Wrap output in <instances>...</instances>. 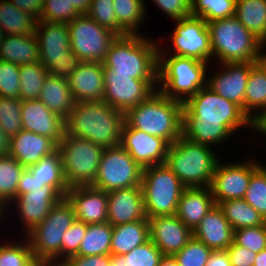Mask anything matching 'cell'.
<instances>
[{
    "label": "cell",
    "mask_w": 266,
    "mask_h": 266,
    "mask_svg": "<svg viewBox=\"0 0 266 266\" xmlns=\"http://www.w3.org/2000/svg\"><path fill=\"white\" fill-rule=\"evenodd\" d=\"M124 113L104 100L76 103L65 119V133L103 148L120 145Z\"/></svg>",
    "instance_id": "7a4b0ae2"
},
{
    "label": "cell",
    "mask_w": 266,
    "mask_h": 266,
    "mask_svg": "<svg viewBox=\"0 0 266 266\" xmlns=\"http://www.w3.org/2000/svg\"><path fill=\"white\" fill-rule=\"evenodd\" d=\"M66 197L72 203L77 220L86 224L108 222L107 192L91 185L71 187Z\"/></svg>",
    "instance_id": "603a6c76"
},
{
    "label": "cell",
    "mask_w": 266,
    "mask_h": 266,
    "mask_svg": "<svg viewBox=\"0 0 266 266\" xmlns=\"http://www.w3.org/2000/svg\"><path fill=\"white\" fill-rule=\"evenodd\" d=\"M128 266H159L163 253L151 240L124 254Z\"/></svg>",
    "instance_id": "681fc988"
},
{
    "label": "cell",
    "mask_w": 266,
    "mask_h": 266,
    "mask_svg": "<svg viewBox=\"0 0 266 266\" xmlns=\"http://www.w3.org/2000/svg\"><path fill=\"white\" fill-rule=\"evenodd\" d=\"M39 62L50 76L67 79L81 63L70 48L67 23L38 21L35 31Z\"/></svg>",
    "instance_id": "9c48e42d"
},
{
    "label": "cell",
    "mask_w": 266,
    "mask_h": 266,
    "mask_svg": "<svg viewBox=\"0 0 266 266\" xmlns=\"http://www.w3.org/2000/svg\"><path fill=\"white\" fill-rule=\"evenodd\" d=\"M145 2V0L113 1V8L115 10L118 26L127 35L142 34L139 31V26L141 25V23L143 24L142 21L145 20V10H147Z\"/></svg>",
    "instance_id": "8d00e7d4"
},
{
    "label": "cell",
    "mask_w": 266,
    "mask_h": 266,
    "mask_svg": "<svg viewBox=\"0 0 266 266\" xmlns=\"http://www.w3.org/2000/svg\"><path fill=\"white\" fill-rule=\"evenodd\" d=\"M143 34L118 36L104 59L103 68L131 78L158 80V49L160 44Z\"/></svg>",
    "instance_id": "277c9868"
},
{
    "label": "cell",
    "mask_w": 266,
    "mask_h": 266,
    "mask_svg": "<svg viewBox=\"0 0 266 266\" xmlns=\"http://www.w3.org/2000/svg\"><path fill=\"white\" fill-rule=\"evenodd\" d=\"M237 163H217L210 189L216 205L229 199H243L251 175L262 165L254 159Z\"/></svg>",
    "instance_id": "2e32d148"
},
{
    "label": "cell",
    "mask_w": 266,
    "mask_h": 266,
    "mask_svg": "<svg viewBox=\"0 0 266 266\" xmlns=\"http://www.w3.org/2000/svg\"><path fill=\"white\" fill-rule=\"evenodd\" d=\"M212 253L210 247L193 237L173 258L178 266H205Z\"/></svg>",
    "instance_id": "ee69618b"
},
{
    "label": "cell",
    "mask_w": 266,
    "mask_h": 266,
    "mask_svg": "<svg viewBox=\"0 0 266 266\" xmlns=\"http://www.w3.org/2000/svg\"><path fill=\"white\" fill-rule=\"evenodd\" d=\"M171 35L174 56L190 57L205 63L212 57L210 32L207 22L202 18L189 16L177 20Z\"/></svg>",
    "instance_id": "9a60e30c"
},
{
    "label": "cell",
    "mask_w": 266,
    "mask_h": 266,
    "mask_svg": "<svg viewBox=\"0 0 266 266\" xmlns=\"http://www.w3.org/2000/svg\"><path fill=\"white\" fill-rule=\"evenodd\" d=\"M80 14H87L92 0H68Z\"/></svg>",
    "instance_id": "91938a15"
},
{
    "label": "cell",
    "mask_w": 266,
    "mask_h": 266,
    "mask_svg": "<svg viewBox=\"0 0 266 266\" xmlns=\"http://www.w3.org/2000/svg\"><path fill=\"white\" fill-rule=\"evenodd\" d=\"M159 266H178L173 256H163L160 260Z\"/></svg>",
    "instance_id": "e7e4bbea"
},
{
    "label": "cell",
    "mask_w": 266,
    "mask_h": 266,
    "mask_svg": "<svg viewBox=\"0 0 266 266\" xmlns=\"http://www.w3.org/2000/svg\"><path fill=\"white\" fill-rule=\"evenodd\" d=\"M243 199L266 220V169L262 165L251 175Z\"/></svg>",
    "instance_id": "7bdbcfd3"
},
{
    "label": "cell",
    "mask_w": 266,
    "mask_h": 266,
    "mask_svg": "<svg viewBox=\"0 0 266 266\" xmlns=\"http://www.w3.org/2000/svg\"><path fill=\"white\" fill-rule=\"evenodd\" d=\"M87 231V224L75 220L71 227L64 233L62 238V262L68 257L78 254L81 241Z\"/></svg>",
    "instance_id": "f907efd6"
},
{
    "label": "cell",
    "mask_w": 266,
    "mask_h": 266,
    "mask_svg": "<svg viewBox=\"0 0 266 266\" xmlns=\"http://www.w3.org/2000/svg\"><path fill=\"white\" fill-rule=\"evenodd\" d=\"M30 266H48V265L43 262L35 260Z\"/></svg>",
    "instance_id": "003e7915"
},
{
    "label": "cell",
    "mask_w": 266,
    "mask_h": 266,
    "mask_svg": "<svg viewBox=\"0 0 266 266\" xmlns=\"http://www.w3.org/2000/svg\"><path fill=\"white\" fill-rule=\"evenodd\" d=\"M22 130L53 139L57 144L64 138L65 119L49 110L39 99L22 100Z\"/></svg>",
    "instance_id": "7402d4cb"
},
{
    "label": "cell",
    "mask_w": 266,
    "mask_h": 266,
    "mask_svg": "<svg viewBox=\"0 0 266 266\" xmlns=\"http://www.w3.org/2000/svg\"><path fill=\"white\" fill-rule=\"evenodd\" d=\"M38 19L17 9L9 0H0V28L4 36L34 35Z\"/></svg>",
    "instance_id": "1f68e13d"
},
{
    "label": "cell",
    "mask_w": 266,
    "mask_h": 266,
    "mask_svg": "<svg viewBox=\"0 0 266 266\" xmlns=\"http://www.w3.org/2000/svg\"><path fill=\"white\" fill-rule=\"evenodd\" d=\"M120 145L142 167L165 164L170 143L160 137L131 128L125 121Z\"/></svg>",
    "instance_id": "e0dca14e"
},
{
    "label": "cell",
    "mask_w": 266,
    "mask_h": 266,
    "mask_svg": "<svg viewBox=\"0 0 266 266\" xmlns=\"http://www.w3.org/2000/svg\"><path fill=\"white\" fill-rule=\"evenodd\" d=\"M42 182L33 177L31 172L25 168L22 172L21 179L18 182L16 195H22L31 192L35 189H43Z\"/></svg>",
    "instance_id": "11a10c76"
},
{
    "label": "cell",
    "mask_w": 266,
    "mask_h": 266,
    "mask_svg": "<svg viewBox=\"0 0 266 266\" xmlns=\"http://www.w3.org/2000/svg\"><path fill=\"white\" fill-rule=\"evenodd\" d=\"M62 196L49 185H44L43 189H35L29 193L16 195L10 204L16 205L17 214L23 224L26 235L35 226L40 224L49 214L51 208Z\"/></svg>",
    "instance_id": "ffe728a7"
},
{
    "label": "cell",
    "mask_w": 266,
    "mask_h": 266,
    "mask_svg": "<svg viewBox=\"0 0 266 266\" xmlns=\"http://www.w3.org/2000/svg\"><path fill=\"white\" fill-rule=\"evenodd\" d=\"M48 75V70L40 62L20 66V100L38 99Z\"/></svg>",
    "instance_id": "f35d334b"
},
{
    "label": "cell",
    "mask_w": 266,
    "mask_h": 266,
    "mask_svg": "<svg viewBox=\"0 0 266 266\" xmlns=\"http://www.w3.org/2000/svg\"><path fill=\"white\" fill-rule=\"evenodd\" d=\"M22 100L0 96V128L12 137L22 130Z\"/></svg>",
    "instance_id": "60d3db41"
},
{
    "label": "cell",
    "mask_w": 266,
    "mask_h": 266,
    "mask_svg": "<svg viewBox=\"0 0 266 266\" xmlns=\"http://www.w3.org/2000/svg\"><path fill=\"white\" fill-rule=\"evenodd\" d=\"M235 17L266 45V0H236Z\"/></svg>",
    "instance_id": "836d02e7"
},
{
    "label": "cell",
    "mask_w": 266,
    "mask_h": 266,
    "mask_svg": "<svg viewBox=\"0 0 266 266\" xmlns=\"http://www.w3.org/2000/svg\"><path fill=\"white\" fill-rule=\"evenodd\" d=\"M70 48L81 62L102 63L112 43L119 36L100 26L87 14H81L67 23Z\"/></svg>",
    "instance_id": "7c38bea8"
},
{
    "label": "cell",
    "mask_w": 266,
    "mask_h": 266,
    "mask_svg": "<svg viewBox=\"0 0 266 266\" xmlns=\"http://www.w3.org/2000/svg\"><path fill=\"white\" fill-rule=\"evenodd\" d=\"M215 205L210 187H185L176 216L185 226L194 230Z\"/></svg>",
    "instance_id": "4316f807"
},
{
    "label": "cell",
    "mask_w": 266,
    "mask_h": 266,
    "mask_svg": "<svg viewBox=\"0 0 266 266\" xmlns=\"http://www.w3.org/2000/svg\"><path fill=\"white\" fill-rule=\"evenodd\" d=\"M161 48L159 46L158 49L157 90L170 99L184 103L206 86L209 63L170 53L169 57Z\"/></svg>",
    "instance_id": "8992f818"
},
{
    "label": "cell",
    "mask_w": 266,
    "mask_h": 266,
    "mask_svg": "<svg viewBox=\"0 0 266 266\" xmlns=\"http://www.w3.org/2000/svg\"><path fill=\"white\" fill-rule=\"evenodd\" d=\"M79 15L68 0H48L42 5L39 21L69 23Z\"/></svg>",
    "instance_id": "f6af8a7d"
},
{
    "label": "cell",
    "mask_w": 266,
    "mask_h": 266,
    "mask_svg": "<svg viewBox=\"0 0 266 266\" xmlns=\"http://www.w3.org/2000/svg\"><path fill=\"white\" fill-rule=\"evenodd\" d=\"M0 60L17 66L39 62L38 40L34 35L4 36L0 43Z\"/></svg>",
    "instance_id": "f546056e"
},
{
    "label": "cell",
    "mask_w": 266,
    "mask_h": 266,
    "mask_svg": "<svg viewBox=\"0 0 266 266\" xmlns=\"http://www.w3.org/2000/svg\"><path fill=\"white\" fill-rule=\"evenodd\" d=\"M3 37H4V35H3V31H2L1 28H0V43L2 42Z\"/></svg>",
    "instance_id": "a7ac6f4b"
},
{
    "label": "cell",
    "mask_w": 266,
    "mask_h": 266,
    "mask_svg": "<svg viewBox=\"0 0 266 266\" xmlns=\"http://www.w3.org/2000/svg\"><path fill=\"white\" fill-rule=\"evenodd\" d=\"M112 233V225L108 222L87 224L77 255H111Z\"/></svg>",
    "instance_id": "d590c367"
},
{
    "label": "cell",
    "mask_w": 266,
    "mask_h": 266,
    "mask_svg": "<svg viewBox=\"0 0 266 266\" xmlns=\"http://www.w3.org/2000/svg\"><path fill=\"white\" fill-rule=\"evenodd\" d=\"M124 121L131 128L173 144L182 136L183 103L157 90L147 100L128 110Z\"/></svg>",
    "instance_id": "3957f363"
},
{
    "label": "cell",
    "mask_w": 266,
    "mask_h": 266,
    "mask_svg": "<svg viewBox=\"0 0 266 266\" xmlns=\"http://www.w3.org/2000/svg\"><path fill=\"white\" fill-rule=\"evenodd\" d=\"M231 266H253L256 258V253L248 250L244 246L237 245L234 241L226 249Z\"/></svg>",
    "instance_id": "f5cc1de1"
},
{
    "label": "cell",
    "mask_w": 266,
    "mask_h": 266,
    "mask_svg": "<svg viewBox=\"0 0 266 266\" xmlns=\"http://www.w3.org/2000/svg\"><path fill=\"white\" fill-rule=\"evenodd\" d=\"M17 9L30 13L35 16L38 21L42 11L41 0H9Z\"/></svg>",
    "instance_id": "9f6ffc18"
},
{
    "label": "cell",
    "mask_w": 266,
    "mask_h": 266,
    "mask_svg": "<svg viewBox=\"0 0 266 266\" xmlns=\"http://www.w3.org/2000/svg\"><path fill=\"white\" fill-rule=\"evenodd\" d=\"M57 149L58 144L53 139L28 130H21L10 137L8 155L16 159L24 168H28Z\"/></svg>",
    "instance_id": "d4e9b609"
},
{
    "label": "cell",
    "mask_w": 266,
    "mask_h": 266,
    "mask_svg": "<svg viewBox=\"0 0 266 266\" xmlns=\"http://www.w3.org/2000/svg\"><path fill=\"white\" fill-rule=\"evenodd\" d=\"M110 266H128L124 255H111Z\"/></svg>",
    "instance_id": "6125c7cd"
},
{
    "label": "cell",
    "mask_w": 266,
    "mask_h": 266,
    "mask_svg": "<svg viewBox=\"0 0 266 266\" xmlns=\"http://www.w3.org/2000/svg\"><path fill=\"white\" fill-rule=\"evenodd\" d=\"M63 176L69 188L92 185L104 148L84 138L64 134L58 144Z\"/></svg>",
    "instance_id": "30bf717a"
},
{
    "label": "cell",
    "mask_w": 266,
    "mask_h": 266,
    "mask_svg": "<svg viewBox=\"0 0 266 266\" xmlns=\"http://www.w3.org/2000/svg\"><path fill=\"white\" fill-rule=\"evenodd\" d=\"M253 266H266V248L256 254Z\"/></svg>",
    "instance_id": "be15d7a7"
},
{
    "label": "cell",
    "mask_w": 266,
    "mask_h": 266,
    "mask_svg": "<svg viewBox=\"0 0 266 266\" xmlns=\"http://www.w3.org/2000/svg\"><path fill=\"white\" fill-rule=\"evenodd\" d=\"M150 240L164 256H173L193 238V230L176 215L149 218Z\"/></svg>",
    "instance_id": "d6986e66"
},
{
    "label": "cell",
    "mask_w": 266,
    "mask_h": 266,
    "mask_svg": "<svg viewBox=\"0 0 266 266\" xmlns=\"http://www.w3.org/2000/svg\"><path fill=\"white\" fill-rule=\"evenodd\" d=\"M216 155L212 147L181 136L170 145L165 164L185 187H210L219 162Z\"/></svg>",
    "instance_id": "52a82bcc"
},
{
    "label": "cell",
    "mask_w": 266,
    "mask_h": 266,
    "mask_svg": "<svg viewBox=\"0 0 266 266\" xmlns=\"http://www.w3.org/2000/svg\"><path fill=\"white\" fill-rule=\"evenodd\" d=\"M27 169L42 184L52 186L62 197H66L69 186L63 176L62 160L58 149Z\"/></svg>",
    "instance_id": "d6a6232c"
},
{
    "label": "cell",
    "mask_w": 266,
    "mask_h": 266,
    "mask_svg": "<svg viewBox=\"0 0 266 266\" xmlns=\"http://www.w3.org/2000/svg\"><path fill=\"white\" fill-rule=\"evenodd\" d=\"M13 242L0 244V266H30L35 259L27 238L24 243Z\"/></svg>",
    "instance_id": "b9f144b4"
},
{
    "label": "cell",
    "mask_w": 266,
    "mask_h": 266,
    "mask_svg": "<svg viewBox=\"0 0 266 266\" xmlns=\"http://www.w3.org/2000/svg\"><path fill=\"white\" fill-rule=\"evenodd\" d=\"M107 197L108 223L112 226L149 220L141 186L109 191Z\"/></svg>",
    "instance_id": "44dd1931"
},
{
    "label": "cell",
    "mask_w": 266,
    "mask_h": 266,
    "mask_svg": "<svg viewBox=\"0 0 266 266\" xmlns=\"http://www.w3.org/2000/svg\"><path fill=\"white\" fill-rule=\"evenodd\" d=\"M244 112L253 123L266 113V56L251 67L245 88Z\"/></svg>",
    "instance_id": "83f0119b"
},
{
    "label": "cell",
    "mask_w": 266,
    "mask_h": 266,
    "mask_svg": "<svg viewBox=\"0 0 266 266\" xmlns=\"http://www.w3.org/2000/svg\"><path fill=\"white\" fill-rule=\"evenodd\" d=\"M24 167L11 156L0 157V202L6 207L15 198ZM9 203V204H8Z\"/></svg>",
    "instance_id": "74e56055"
},
{
    "label": "cell",
    "mask_w": 266,
    "mask_h": 266,
    "mask_svg": "<svg viewBox=\"0 0 266 266\" xmlns=\"http://www.w3.org/2000/svg\"><path fill=\"white\" fill-rule=\"evenodd\" d=\"M111 255H124L150 240L149 221L112 226Z\"/></svg>",
    "instance_id": "4dcf8cb0"
},
{
    "label": "cell",
    "mask_w": 266,
    "mask_h": 266,
    "mask_svg": "<svg viewBox=\"0 0 266 266\" xmlns=\"http://www.w3.org/2000/svg\"><path fill=\"white\" fill-rule=\"evenodd\" d=\"M10 149V137L0 128V157L7 156Z\"/></svg>",
    "instance_id": "680465c9"
},
{
    "label": "cell",
    "mask_w": 266,
    "mask_h": 266,
    "mask_svg": "<svg viewBox=\"0 0 266 266\" xmlns=\"http://www.w3.org/2000/svg\"><path fill=\"white\" fill-rule=\"evenodd\" d=\"M205 266H231L226 250L213 251Z\"/></svg>",
    "instance_id": "6f0895ef"
},
{
    "label": "cell",
    "mask_w": 266,
    "mask_h": 266,
    "mask_svg": "<svg viewBox=\"0 0 266 266\" xmlns=\"http://www.w3.org/2000/svg\"><path fill=\"white\" fill-rule=\"evenodd\" d=\"M246 126L254 130L243 109L207 86L183 103L182 136L192 142L213 148Z\"/></svg>",
    "instance_id": "6da1fadb"
},
{
    "label": "cell",
    "mask_w": 266,
    "mask_h": 266,
    "mask_svg": "<svg viewBox=\"0 0 266 266\" xmlns=\"http://www.w3.org/2000/svg\"><path fill=\"white\" fill-rule=\"evenodd\" d=\"M193 237L213 251L226 250L234 241V229L215 205L193 230Z\"/></svg>",
    "instance_id": "484cf974"
},
{
    "label": "cell",
    "mask_w": 266,
    "mask_h": 266,
    "mask_svg": "<svg viewBox=\"0 0 266 266\" xmlns=\"http://www.w3.org/2000/svg\"><path fill=\"white\" fill-rule=\"evenodd\" d=\"M172 20L191 16V0H152Z\"/></svg>",
    "instance_id": "816d5d0a"
},
{
    "label": "cell",
    "mask_w": 266,
    "mask_h": 266,
    "mask_svg": "<svg viewBox=\"0 0 266 266\" xmlns=\"http://www.w3.org/2000/svg\"><path fill=\"white\" fill-rule=\"evenodd\" d=\"M105 91L103 100L124 114L157 91L158 80L131 78V75L115 74L104 68Z\"/></svg>",
    "instance_id": "5bb4252c"
},
{
    "label": "cell",
    "mask_w": 266,
    "mask_h": 266,
    "mask_svg": "<svg viewBox=\"0 0 266 266\" xmlns=\"http://www.w3.org/2000/svg\"><path fill=\"white\" fill-rule=\"evenodd\" d=\"M254 130L266 137V113L254 123Z\"/></svg>",
    "instance_id": "94428289"
},
{
    "label": "cell",
    "mask_w": 266,
    "mask_h": 266,
    "mask_svg": "<svg viewBox=\"0 0 266 266\" xmlns=\"http://www.w3.org/2000/svg\"><path fill=\"white\" fill-rule=\"evenodd\" d=\"M141 188L149 218L176 215L185 186L166 164L143 168Z\"/></svg>",
    "instance_id": "8fae6325"
},
{
    "label": "cell",
    "mask_w": 266,
    "mask_h": 266,
    "mask_svg": "<svg viewBox=\"0 0 266 266\" xmlns=\"http://www.w3.org/2000/svg\"><path fill=\"white\" fill-rule=\"evenodd\" d=\"M234 242L257 254L266 248V223L234 230Z\"/></svg>",
    "instance_id": "c3c4849f"
},
{
    "label": "cell",
    "mask_w": 266,
    "mask_h": 266,
    "mask_svg": "<svg viewBox=\"0 0 266 266\" xmlns=\"http://www.w3.org/2000/svg\"><path fill=\"white\" fill-rule=\"evenodd\" d=\"M191 16L206 22L235 16L236 0H191Z\"/></svg>",
    "instance_id": "ab89813d"
},
{
    "label": "cell",
    "mask_w": 266,
    "mask_h": 266,
    "mask_svg": "<svg viewBox=\"0 0 266 266\" xmlns=\"http://www.w3.org/2000/svg\"><path fill=\"white\" fill-rule=\"evenodd\" d=\"M114 0H92L87 15L95 20L100 26L112 30L119 36L127 35L119 26L113 8Z\"/></svg>",
    "instance_id": "bcb514c9"
},
{
    "label": "cell",
    "mask_w": 266,
    "mask_h": 266,
    "mask_svg": "<svg viewBox=\"0 0 266 266\" xmlns=\"http://www.w3.org/2000/svg\"><path fill=\"white\" fill-rule=\"evenodd\" d=\"M75 220L72 203L67 197H62L47 217L25 235L34 259L48 266L62 263V238Z\"/></svg>",
    "instance_id": "ba28073f"
},
{
    "label": "cell",
    "mask_w": 266,
    "mask_h": 266,
    "mask_svg": "<svg viewBox=\"0 0 266 266\" xmlns=\"http://www.w3.org/2000/svg\"><path fill=\"white\" fill-rule=\"evenodd\" d=\"M19 68L12 62L0 60V96L20 99Z\"/></svg>",
    "instance_id": "7dc6e473"
},
{
    "label": "cell",
    "mask_w": 266,
    "mask_h": 266,
    "mask_svg": "<svg viewBox=\"0 0 266 266\" xmlns=\"http://www.w3.org/2000/svg\"><path fill=\"white\" fill-rule=\"evenodd\" d=\"M111 255H92L68 257L58 266H110Z\"/></svg>",
    "instance_id": "db71d44e"
},
{
    "label": "cell",
    "mask_w": 266,
    "mask_h": 266,
    "mask_svg": "<svg viewBox=\"0 0 266 266\" xmlns=\"http://www.w3.org/2000/svg\"><path fill=\"white\" fill-rule=\"evenodd\" d=\"M67 82L76 103L103 100L105 91L103 63L81 62L67 78Z\"/></svg>",
    "instance_id": "cb8c5ba5"
},
{
    "label": "cell",
    "mask_w": 266,
    "mask_h": 266,
    "mask_svg": "<svg viewBox=\"0 0 266 266\" xmlns=\"http://www.w3.org/2000/svg\"><path fill=\"white\" fill-rule=\"evenodd\" d=\"M254 63H221L220 72L216 71L210 78L208 74L206 86L223 98L236 103L244 111L245 88Z\"/></svg>",
    "instance_id": "ac0fdd59"
},
{
    "label": "cell",
    "mask_w": 266,
    "mask_h": 266,
    "mask_svg": "<svg viewBox=\"0 0 266 266\" xmlns=\"http://www.w3.org/2000/svg\"><path fill=\"white\" fill-rule=\"evenodd\" d=\"M49 110L66 119L76 102L67 79L48 75L38 98Z\"/></svg>",
    "instance_id": "f1b7e54d"
},
{
    "label": "cell",
    "mask_w": 266,
    "mask_h": 266,
    "mask_svg": "<svg viewBox=\"0 0 266 266\" xmlns=\"http://www.w3.org/2000/svg\"><path fill=\"white\" fill-rule=\"evenodd\" d=\"M8 208V207H5L1 202H0V218L2 219L4 214H6L4 211L5 209ZM3 213V214H2ZM1 221V220H0Z\"/></svg>",
    "instance_id": "03108f58"
},
{
    "label": "cell",
    "mask_w": 266,
    "mask_h": 266,
    "mask_svg": "<svg viewBox=\"0 0 266 266\" xmlns=\"http://www.w3.org/2000/svg\"><path fill=\"white\" fill-rule=\"evenodd\" d=\"M212 56L221 63L257 62L266 56L265 44L234 16L207 22Z\"/></svg>",
    "instance_id": "5b68a950"
},
{
    "label": "cell",
    "mask_w": 266,
    "mask_h": 266,
    "mask_svg": "<svg viewBox=\"0 0 266 266\" xmlns=\"http://www.w3.org/2000/svg\"><path fill=\"white\" fill-rule=\"evenodd\" d=\"M143 168L121 146L104 148L91 186L105 192L141 186Z\"/></svg>",
    "instance_id": "4fadbf2b"
},
{
    "label": "cell",
    "mask_w": 266,
    "mask_h": 266,
    "mask_svg": "<svg viewBox=\"0 0 266 266\" xmlns=\"http://www.w3.org/2000/svg\"><path fill=\"white\" fill-rule=\"evenodd\" d=\"M218 207L234 230L261 226L266 220L244 199H229L219 202Z\"/></svg>",
    "instance_id": "e575fe53"
}]
</instances>
